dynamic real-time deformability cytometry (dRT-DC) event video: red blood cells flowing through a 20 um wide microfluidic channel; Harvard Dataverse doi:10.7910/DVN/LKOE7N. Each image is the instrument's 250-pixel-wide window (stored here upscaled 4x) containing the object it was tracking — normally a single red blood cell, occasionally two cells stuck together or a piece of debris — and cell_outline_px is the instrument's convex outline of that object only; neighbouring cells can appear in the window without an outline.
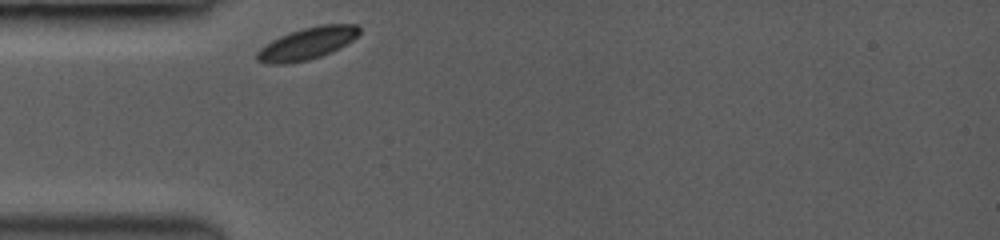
{"species": "common noctule bat (a hibernating species)", "species_latin": "Nyctalus noctula", "temperature_condition": "room temperature", "stored_images_in_passage": 34, "camera_frame_rate_fps": 3500, "um_per_image_px": 0.085, "animal": {"sex": "female", "body_mass_g": 19.0, "forearm_length_mm": 53.3}, "frame": {"image": 1, "passage_image": 1, "time_ms": 0.0, "image_size_px": [1000, 240], "cell_outline_px": [[360, 32], [352, 40], [332, 52], [308, 60], [288, 64], [268, 64], [256, 60], [256, 52], [264, 44], [280, 36], [304, 28], [320, 24], [356, 24], [360, 28]], "centroid_in_image_um": [26.08, 3.71], "position_along_channel_um": 58.9, "area_um2": 19.07}}
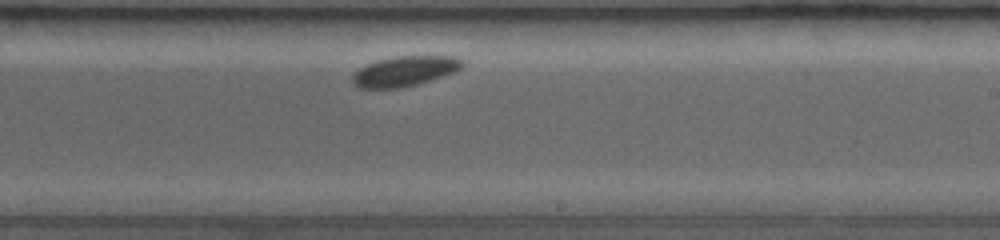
{"frame": {"image": 2, "passage_image": 20, "time_ms": 5.429, "image_size_px": [1000, 240], "cell_outline_px": [[464, 64], [460, 68], [452, 72], [416, 84], [400, 88], [360, 88], [352, 84], [352, 76], [360, 68], [376, 60], [396, 56], [456, 56]], "centroid_in_image_um": [34.35, 6.04], "position_along_channel_um": 254.7, "area_um2": 18.9}}
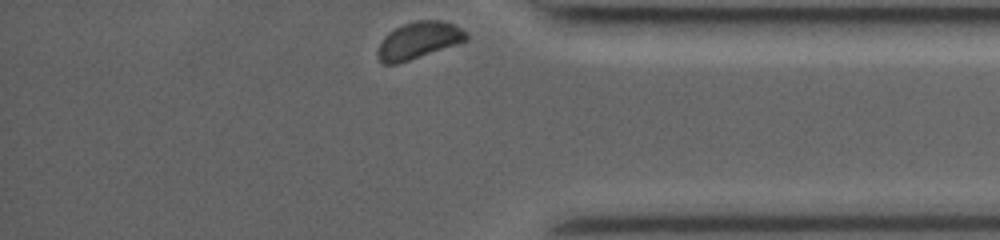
{"frame": {"image": 3, "passage_image": 34, "time_ms": 9.429, "image_size_px": [1000, 240], "cell_outline_px": [[468, 40], [396, 64], [380, 64], [376, 52], [380, 44], [396, 28], [404, 24], [416, 20], [440, 20], [452, 24], [460, 28], [468, 36]], "centroid_in_image_um": [35.57, 3.44], "position_along_channel_um": 399.6, "area_um2": 18.44}}